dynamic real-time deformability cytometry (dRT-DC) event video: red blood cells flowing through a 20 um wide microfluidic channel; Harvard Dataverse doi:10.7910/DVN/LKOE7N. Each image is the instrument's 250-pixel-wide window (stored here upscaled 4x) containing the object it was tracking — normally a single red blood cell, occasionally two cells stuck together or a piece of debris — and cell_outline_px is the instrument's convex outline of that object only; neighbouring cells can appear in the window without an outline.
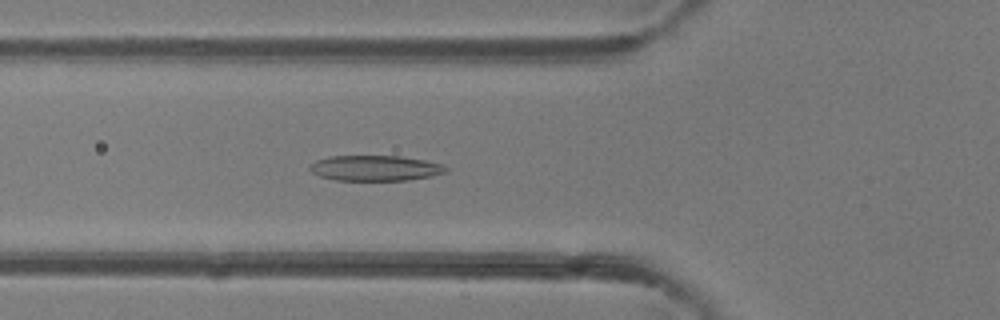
{"species": "common noctule bat (a hibernating species)", "species_latin": "Nyctalus noctula", "temperature_condition": "room temperature", "stored_images_in_passage": 46, "camera_frame_rate_fps": 3000, "um_per_image_px": 0.085, "animal": {"sex": "female"}, "frame": {"image": 1, "passage_image": 16, "time_ms": 5.0, "image_size_px": [1000, 320], "cell_outline_px": [[448, 168], [444, 172], [432, 176], [408, 180], [336, 180], [320, 176], [312, 172], [308, 168], [316, 160], [328, 156], [400, 156], [424, 160], [440, 164]], "centroid_in_image_um": [31.87, 14.29], "position_along_channel_um": 93.9, "area_um2": 20.0}}
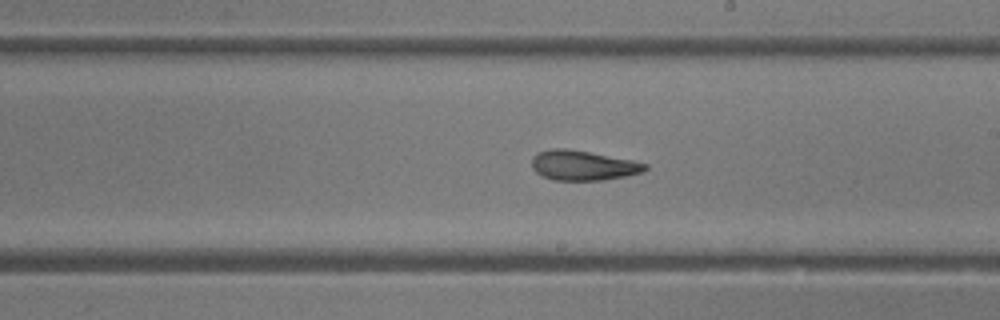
{"frame": {"image": 2, "passage_image": 26, "time_ms": 8.333, "image_size_px": [1000, 320], "cell_outline_px": [[648, 168], [644, 172], [604, 180], [552, 180], [540, 176], [532, 168], [532, 156], [540, 152], [552, 148], [568, 148], [632, 160], [648, 164]], "centroid_in_image_um": [49.54, 14.06], "position_along_channel_um": 239.5, "area_um2": 19.83}}
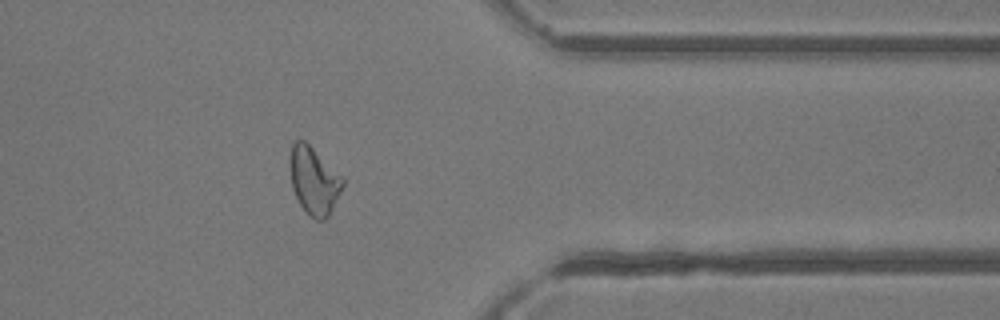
{"frame": {"image": 3, "passage_image": 37, "time_ms": 12.0, "image_size_px": [1000, 320], "cell_outline_px": [[344, 184], [328, 216], [324, 220], [316, 220], [300, 204], [292, 188], [288, 156], [292, 144], [296, 140], [304, 140], [344, 180]], "centroid_in_image_um": [26.64, 15.34], "position_along_channel_um": 384.8, "area_um2": 20.17}, "authors_computed_cell_mechanics": {"area_um2": 21.097, "velocity_mm_per_s": 4.346, "shape_relaxation_time_tau1_ms": 6.5195, "shape_relaxation_time_tau2_ms": 1.8695, "deformation_change_tau1": 0.1985, "deformation_change_tau2": 0.104}}